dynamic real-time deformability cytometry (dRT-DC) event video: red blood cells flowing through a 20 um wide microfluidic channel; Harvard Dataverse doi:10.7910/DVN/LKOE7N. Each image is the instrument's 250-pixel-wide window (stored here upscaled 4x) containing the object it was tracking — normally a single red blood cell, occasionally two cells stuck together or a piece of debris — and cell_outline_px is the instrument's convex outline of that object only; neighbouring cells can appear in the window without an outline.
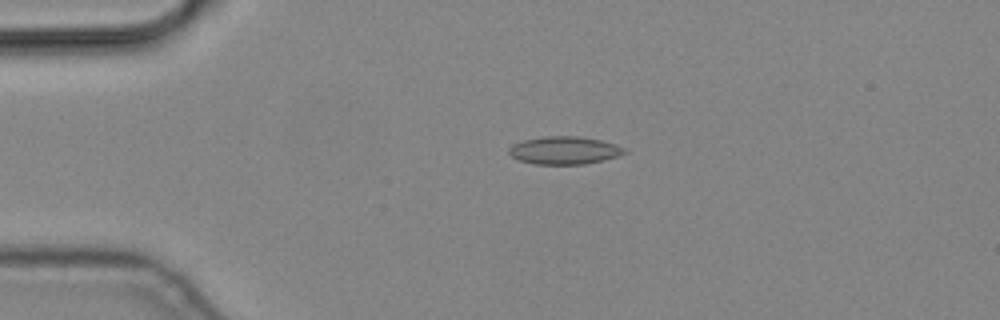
{"species": "common noctule bat (a hibernating species)", "species_latin": "Nyctalus noctula", "temperature_condition": "cold", "stored_images_in_passage": 6, "camera_frame_rate_fps": 3000, "um_per_image_px": 0.085, "animal": {"sex": "male", "body_mass_g": 19.2, "forearm_length_mm": 51.8}, "frame": {"image": 1, "passage_image": 6, "time_ms": 1.667, "image_size_px": [1000, 320], "cell_outline_px": [[628, 152], [616, 156], [584, 164], [532, 164], [520, 160], [512, 156], [508, 152], [508, 148], [512, 144], [524, 140], [544, 136], [580, 136], [600, 140], [616, 144], [624, 148]], "centroid_in_image_um": [47.94, 12.77], "position_along_channel_um": 37.1, "area_um2": 18.61}}